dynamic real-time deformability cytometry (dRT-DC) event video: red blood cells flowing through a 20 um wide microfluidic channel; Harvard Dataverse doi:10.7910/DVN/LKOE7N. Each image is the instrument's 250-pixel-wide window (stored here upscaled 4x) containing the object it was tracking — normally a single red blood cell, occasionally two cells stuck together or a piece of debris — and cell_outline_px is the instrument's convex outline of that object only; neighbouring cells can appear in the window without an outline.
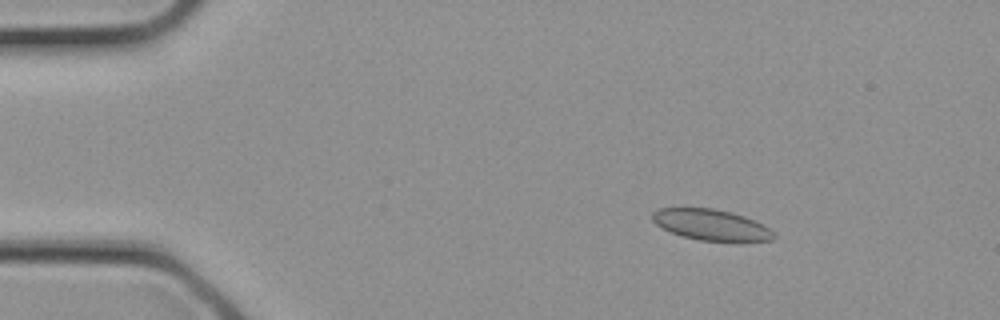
{"species": "common noctule bat (a hibernating species)", "species_latin": "Nyctalus noctula", "temperature_condition": "cold", "stored_images_in_passage": 11, "camera_frame_rate_fps": 3000, "um_per_image_px": 0.085, "animal": {"sex": "female", "body_mass_g": 21.9}, "frame": {"image": 1, "passage_image": 5, "time_ms": 1.333, "image_size_px": [1000, 320], "cell_outline_px": [[776, 236], [772, 240], [700, 240], [684, 236], [672, 232], [656, 224], [652, 220], [652, 212], [656, 208], [712, 208], [732, 212], [744, 216], [776, 232]], "centroid_in_image_um": [60.41, 19.08], "position_along_channel_um": 24.6, "area_um2": 21.39}}
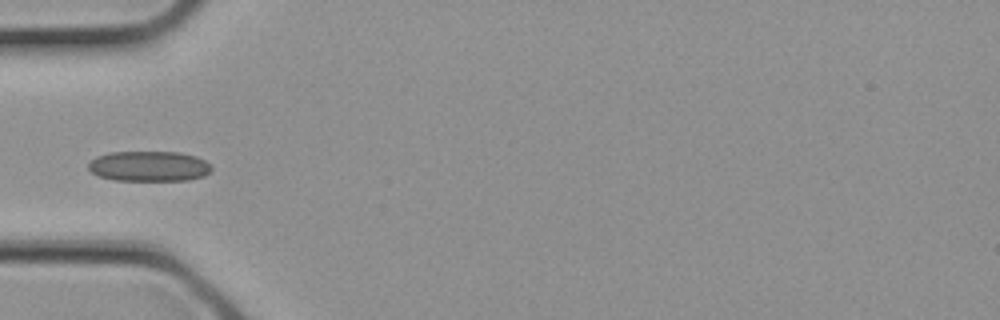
{"frame": {"image": 2, "passage_image": 10, "time_ms": 3.0, "image_size_px": [1000, 320], "cell_outline_px": [[212, 172], [204, 176], [188, 180], [112, 180], [100, 176], [92, 172], [88, 168], [88, 164], [96, 156], [108, 152], [180, 152], [196, 156], [212, 164]], "centroid_in_image_um": [12.7, 14.12], "position_along_channel_um": 72.3, "area_um2": 21.91}}